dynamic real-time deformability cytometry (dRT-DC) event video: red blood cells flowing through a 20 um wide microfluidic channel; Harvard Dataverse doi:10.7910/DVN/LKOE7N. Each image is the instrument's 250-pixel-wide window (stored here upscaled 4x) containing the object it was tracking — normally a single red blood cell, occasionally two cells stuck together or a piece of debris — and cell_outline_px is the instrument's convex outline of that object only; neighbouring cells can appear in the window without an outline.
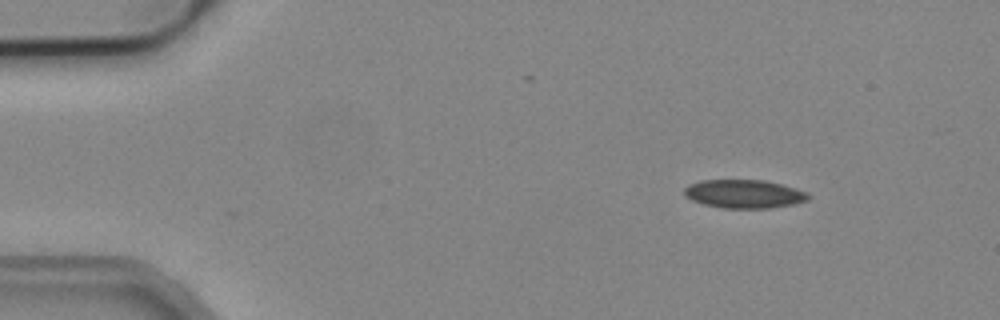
{"species": "common noctule bat (a hibernating species)", "species_latin": "Nyctalus noctula", "temperature_condition": "cold", "stored_images_in_passage": 7, "camera_frame_rate_fps": 3000, "um_per_image_px": 0.085, "animal": {"sex": "male", "body_mass_g": 19.2, "forearm_length_mm": 51.8}, "frame": {"image": 1, "passage_image": 1, "time_ms": 0.0, "image_size_px": [1000, 320], "cell_outline_px": [[812, 196], [808, 200], [792, 204], [768, 208], [720, 208], [704, 204], [692, 200], [684, 196], [684, 188], [688, 184], [700, 180], [764, 180], [796, 188], [808, 192]], "centroid_in_image_um": [63.24, 16.48], "position_along_channel_um": 21.8, "area_um2": 20.69}}
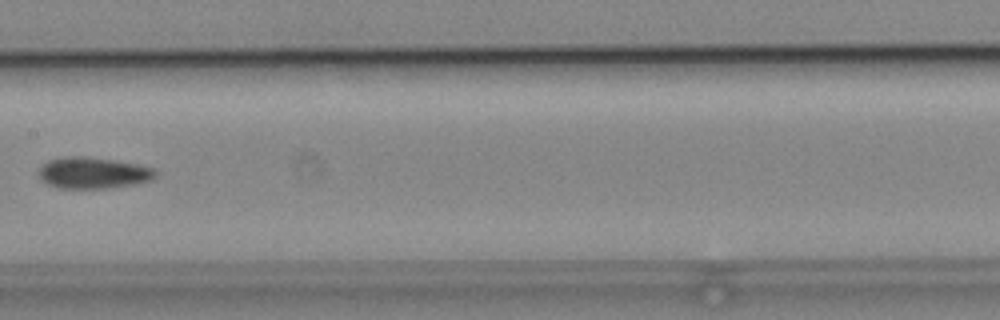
{"frame": {"image": 2, "passage_image": 6, "time_ms": 1.667, "image_size_px": [1000, 320], "cell_outline_px": [[156, 176], [152, 180], [136, 184], [108, 188], [60, 188], [48, 184], [40, 180], [40, 164], [48, 160], [64, 156], [80, 156], [112, 160], [136, 164], [156, 168]], "centroid_in_image_um": [7.91, 14.69], "position_along_channel_um": 199.5, "area_um2": 21.39}}
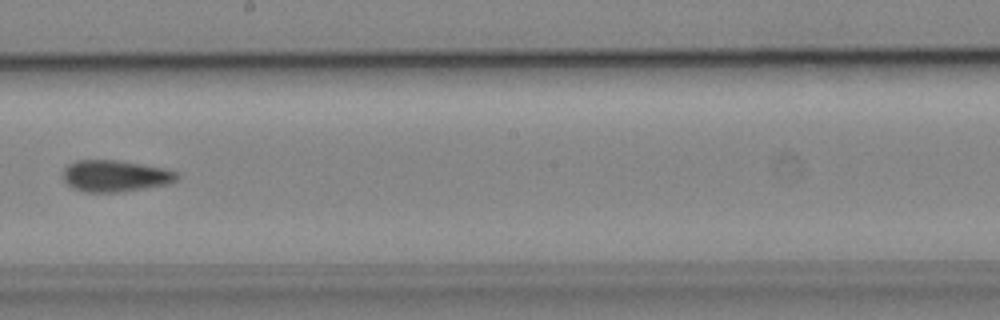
{"frame": {"image": 3, "passage_image": 7, "time_ms": 2.0, "image_size_px": [1000, 320], "cell_outline_px": [[180, 176], [176, 180], [168, 184], [144, 188], [116, 192], [84, 192], [72, 188], [64, 180], [64, 168], [68, 164], [76, 160], [116, 160], [164, 168], [176, 172]], "centroid_in_image_um": [9.78, 14.95], "position_along_channel_um": 238.4, "area_um2": 20.81}}